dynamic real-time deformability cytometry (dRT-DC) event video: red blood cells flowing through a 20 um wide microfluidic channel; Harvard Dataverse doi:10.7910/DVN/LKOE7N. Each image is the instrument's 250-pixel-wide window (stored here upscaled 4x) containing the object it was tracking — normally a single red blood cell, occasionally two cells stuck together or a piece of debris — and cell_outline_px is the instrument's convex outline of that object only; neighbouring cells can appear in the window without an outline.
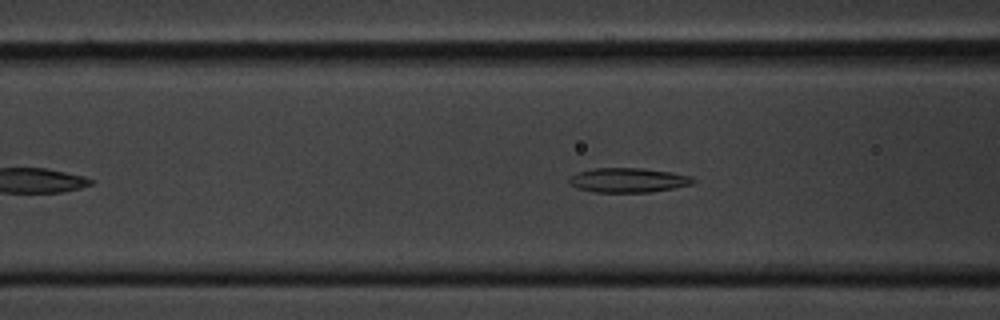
{"species": "common noctule bat (a hibernating species)", "species_latin": "Nyctalus noctula", "temperature_condition": "cold", "stored_images_in_passage": 49, "segment_of_instrument_passage": [1, 2], "camera_frame_rate_fps": 3000, "um_per_image_px": 0.085, "animal": {"sex": "male", "body_mass_g": 20.1, "forearm_length_mm": 53.5}, "frame": {"image": 1, "passage_image": 14, "time_ms": 4.333, "image_size_px": [1000, 320], "cell_outline_px": [[696, 180], [692, 184], [676, 188], [648, 192], [592, 192], [576, 188], [568, 184], [568, 176], [576, 172], [592, 168], [644, 168], [672, 172], [692, 176]], "centroid_in_image_um": [53.35, 15.31], "position_along_channel_um": 113.2, "area_um2": 18.09}}
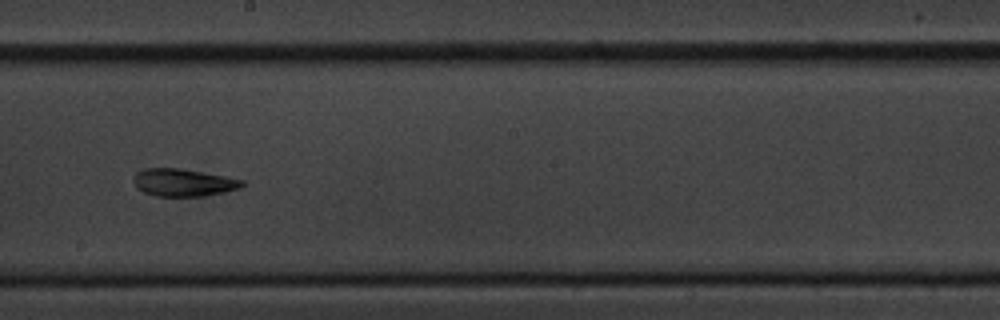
{"frame": {"image": 2, "passage_image": 24, "time_ms": 7.667, "image_size_px": [1000, 320], "cell_outline_px": [[244, 184], [240, 188], [224, 192], [204, 196], [156, 196], [144, 192], [136, 188], [132, 180], [132, 176], [136, 172], [144, 168], [176, 168], [224, 176], [244, 180]], "centroid_in_image_um": [15.53, 15.52], "position_along_channel_um": 232.7, "area_um2": 17.4}}
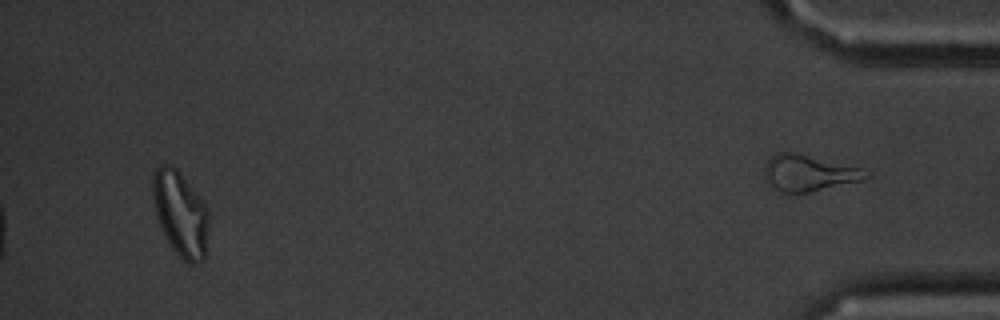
{"frame": {"image": 3, "passage_image": 46, "time_ms": 15.0, "image_size_px": [1000, 320], "cell_outline_px": [[208, 228], [204, 260], [200, 264], [188, 264], [172, 248], [164, 236], [160, 228], [156, 216], [152, 196], [152, 172], [156, 168], [164, 164], [168, 164], [176, 168], [180, 172], [200, 196], [208, 208]], "centroid_in_image_um": [15.33, 18.16], "position_along_channel_um": 419.9, "area_um2": 28.15}}